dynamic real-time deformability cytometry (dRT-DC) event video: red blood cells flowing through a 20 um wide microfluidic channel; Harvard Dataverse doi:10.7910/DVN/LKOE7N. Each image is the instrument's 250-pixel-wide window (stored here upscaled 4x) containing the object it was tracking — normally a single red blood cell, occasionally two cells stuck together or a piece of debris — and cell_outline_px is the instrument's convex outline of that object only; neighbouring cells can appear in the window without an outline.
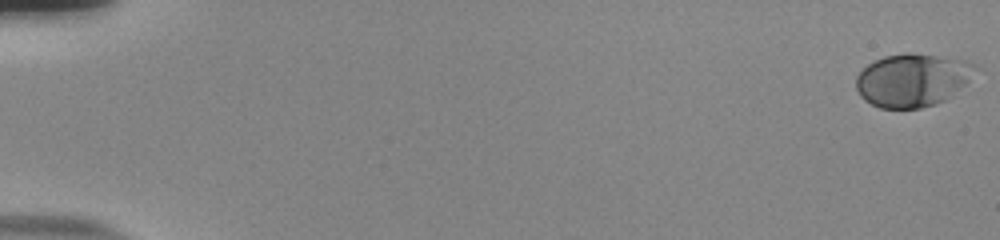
{"species": "human", "species_latin": "Homo sapiens", "temperature_condition": "room temperature", "stored_images_in_passage": 55, "camera_frame_rate_fps": 3000, "um_per_image_px": 0.085, "donor": {"sex": "male"}, "frame": {"image": 1, "passage_image": 1, "time_ms": 0.0, "image_size_px": [1000, 240], "cell_outline_px": [[980, 68], [964, 84], [944, 100], [936, 104], [920, 108], [880, 108], [864, 100], [860, 96], [856, 88], [856, 76], [868, 64], [884, 56], [904, 52], [908, 52], [964, 60]], "centroid_in_image_um": [77.52, 6.8], "position_along_channel_um": 7.5, "area_um2": 36.59}}
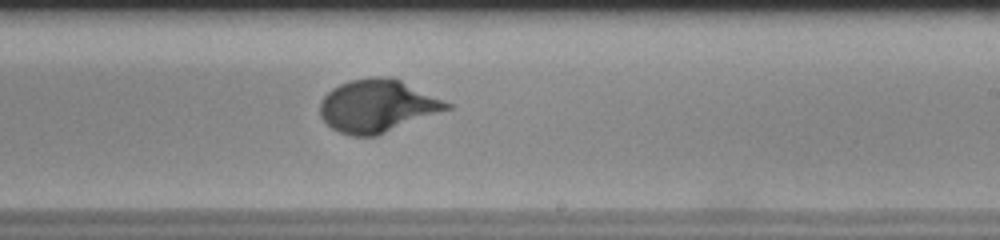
{"frame": {"image": 2, "passage_image": 35, "time_ms": 11.333, "image_size_px": [1000, 240], "cell_outline_px": [[452, 108], [376, 136], [352, 136], [340, 132], [332, 128], [320, 116], [320, 100], [332, 88], [340, 84], [352, 80], [372, 76], [392, 76], [452, 104]], "centroid_in_image_um": [32.06, 9.0], "position_along_channel_um": 256.9, "area_um2": 38.78}}
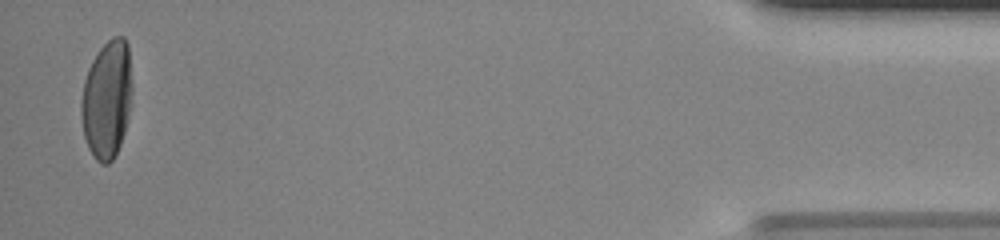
{"frame": {"image": 3, "passage_image": 54, "time_ms": 17.667, "image_size_px": [1000, 240], "cell_outline_px": [[132, 104], [128, 120], [120, 144], [112, 160], [108, 164], [100, 164], [96, 160], [88, 148], [84, 136], [80, 116], [80, 100], [84, 80], [88, 68], [96, 52], [112, 36], [124, 36], [128, 44], [132, 84]], "centroid_in_image_um": [9.09, 8.43], "position_along_channel_um": 426.1, "area_um2": 35.72}, "authors_computed_cell_mechanics": {"area_um2": 35.4314, "velocity_mm_per_s": 3.8545, "shape_relaxation_time_tau1_ms": 3.1516, "shape_relaxation_time_tau2_ms": null, "deformation_change_tau1": 0.1694, "deformation_change_tau2": null}}